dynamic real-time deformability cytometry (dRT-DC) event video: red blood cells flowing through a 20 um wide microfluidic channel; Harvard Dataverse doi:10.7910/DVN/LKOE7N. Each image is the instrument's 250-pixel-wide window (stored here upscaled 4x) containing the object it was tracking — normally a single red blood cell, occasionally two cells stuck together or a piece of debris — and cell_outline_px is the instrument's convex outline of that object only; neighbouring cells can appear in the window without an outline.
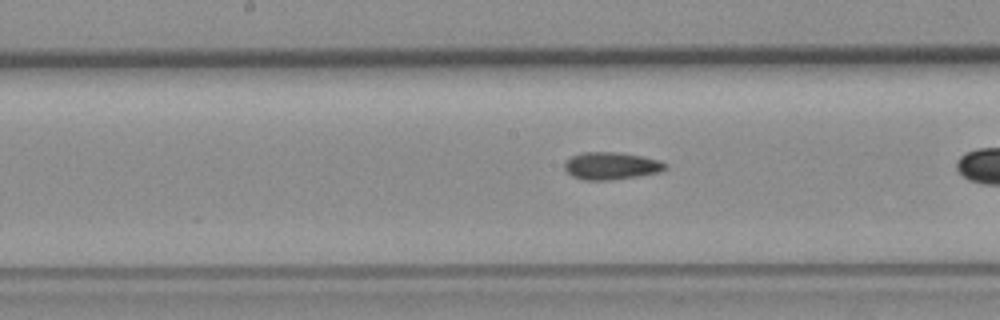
{"species": "common noctule bat (a hibernating species)", "species_latin": "Nyctalus noctula", "temperature_condition": "room temperature", "stored_images_in_passage": 26, "camera_frame_rate_fps": 3000, "um_per_image_px": 0.085, "animal": {"sex": "female", "body_mass_g": 19.3, "forearm_length_mm": 54.1}, "frame": {"image": 1, "passage_image": 12, "time_ms": 3.667, "image_size_px": [1000, 320], "cell_outline_px": [[668, 168], [660, 172], [640, 176], [612, 180], [584, 180], [572, 176], [564, 168], [564, 164], [572, 156], [584, 152], [616, 152], [640, 156], [660, 160], [668, 164]], "centroid_in_image_um": [51.99, 14.11], "position_along_channel_um": 196.2, "area_um2": 16.13}}
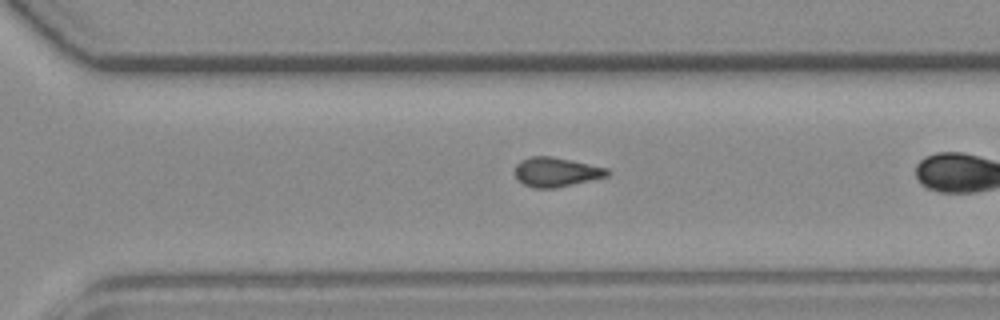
{"frame": {"image": 2, "passage_image": 22, "time_ms": 7.0, "image_size_px": [1000, 320], "cell_outline_px": [[612, 172], [608, 176], [556, 188], [532, 188], [524, 184], [516, 176], [516, 164], [520, 160], [532, 156], [552, 156], [608, 168]], "centroid_in_image_um": [47.3, 14.62], "position_along_channel_um": 323.3, "area_um2": 15.78}}